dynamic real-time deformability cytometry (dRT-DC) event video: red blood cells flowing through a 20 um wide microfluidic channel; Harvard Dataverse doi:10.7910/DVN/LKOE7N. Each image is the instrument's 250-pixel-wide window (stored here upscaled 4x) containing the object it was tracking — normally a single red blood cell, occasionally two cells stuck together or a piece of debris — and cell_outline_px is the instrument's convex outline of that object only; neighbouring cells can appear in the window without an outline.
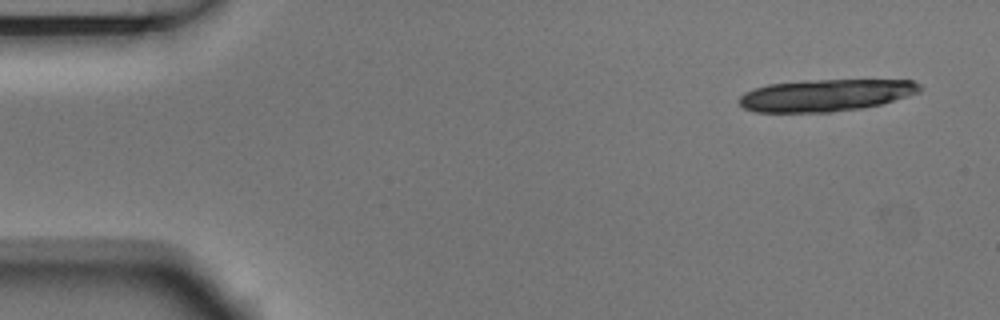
{"species": "Egyptian fruit bat (a non-hibernating species)", "species_latin": "Rousettus aegyptiacus", "temperature_condition": "room temperature", "stored_images_in_passage": 9, "camera_frame_rate_fps": 3000, "um_per_image_px": 0.085, "animal": {"sex": "male"}, "frame": {"image": 1, "passage_image": 1, "time_ms": 0.0, "image_size_px": [1000, 320], "cell_outline_px": [[920, 92], [908, 96], [880, 104], [860, 108], [832, 112], [756, 112], [744, 108], [740, 104], [740, 96], [744, 92], [752, 88], [768, 84], [816, 80], [912, 80], [920, 84]], "centroid_in_image_um": [70.17, 8.09], "position_along_channel_um": 14.8, "area_um2": 33.52}}
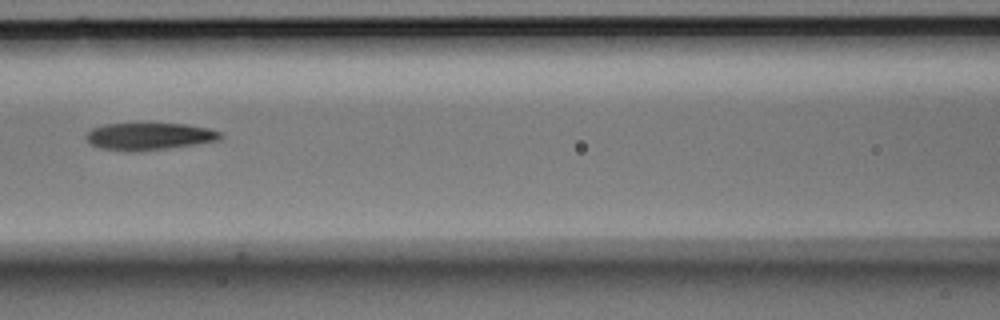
{"frame": {"image": 2, "passage_image": 7, "time_ms": 2.0, "image_size_px": [1000, 320], "cell_outline_px": [[224, 136], [220, 140], [196, 144], [168, 148], [132, 152], [128, 152], [100, 148], [92, 144], [84, 136], [92, 128], [104, 124], [184, 124], [208, 128], [220, 132]], "centroid_in_image_um": [12.68, 11.6], "position_along_channel_um": 153.9, "area_um2": 21.21}}
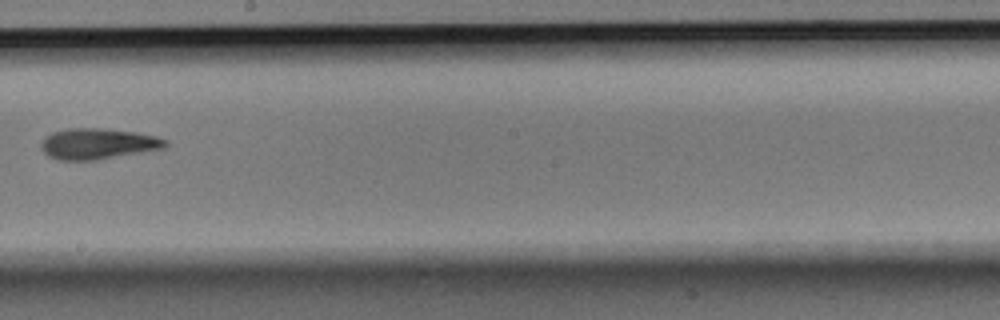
{"frame": {"image": 3, "passage_image": 9, "time_ms": 2.667, "image_size_px": [1000, 320], "cell_outline_px": [[168, 144], [164, 148], [96, 160], [56, 160], [48, 156], [40, 148], [40, 144], [44, 136], [52, 132], [68, 128], [104, 128], [136, 132], [156, 136], [168, 140]], "centroid_in_image_um": [8.29, 12.21], "position_along_channel_um": 239.9, "area_um2": 22.54}}